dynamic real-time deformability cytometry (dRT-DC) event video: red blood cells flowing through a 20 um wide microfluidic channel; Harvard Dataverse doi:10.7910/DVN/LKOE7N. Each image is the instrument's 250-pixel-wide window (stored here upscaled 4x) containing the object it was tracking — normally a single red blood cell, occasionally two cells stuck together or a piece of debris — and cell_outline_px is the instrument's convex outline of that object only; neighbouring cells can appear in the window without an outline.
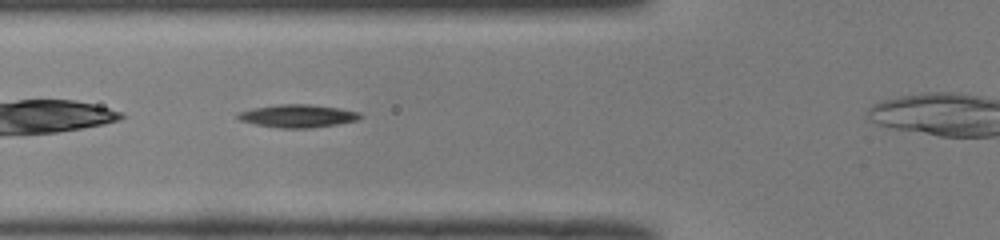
{"species": "common noctule bat (a hibernating species)", "species_latin": "Nyctalus noctula", "temperature_condition": "room temperature", "stored_images_in_passage": 29, "camera_frame_rate_fps": 3000, "um_per_image_px": 0.085, "animal": {"sex": "male", "body_mass_g": 19.0, "forearm_length_mm": 50.8}, "frame": {"image": 1, "passage_image": 4, "time_ms": 1.0, "image_size_px": [1000, 240], "cell_outline_px": [[360, 120], [336, 124], [308, 128], [280, 128], [256, 124], [240, 120], [236, 116], [240, 112], [256, 108], [280, 104], [308, 104], [336, 108], [360, 112]], "centroid_in_image_um": [25.32, 9.86], "position_along_channel_um": 100.5, "area_um2": 15.95}}
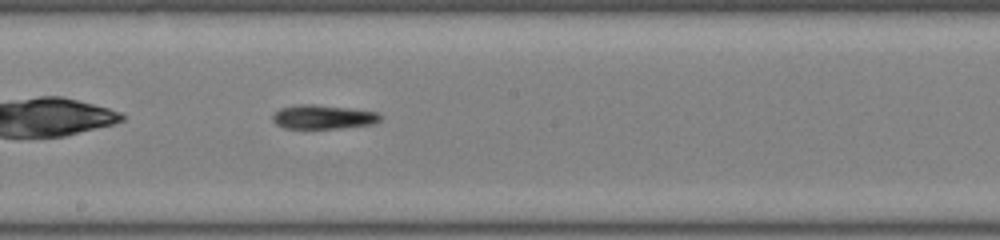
{"frame": {"image": 2, "passage_image": 13, "time_ms": 4.0, "image_size_px": [1000, 240], "cell_outline_px": [[380, 120], [372, 124], [340, 128], [284, 128], [276, 124], [272, 120], [272, 116], [280, 108], [296, 104], [312, 104], [376, 112], [380, 116]], "centroid_in_image_um": [27.4, 9.94], "position_along_channel_um": 220.8, "area_um2": 14.8}}
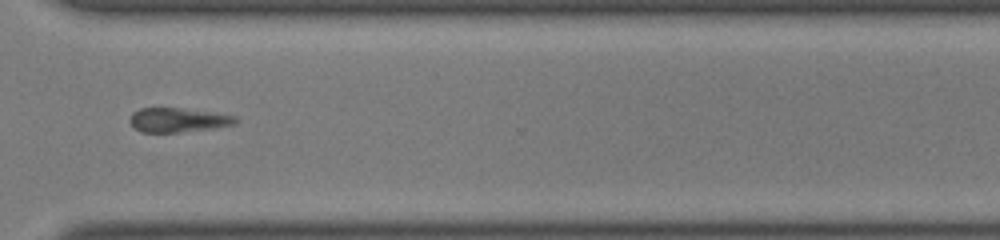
{"frame": {"image": 3, "passage_image": 23, "time_ms": 7.333, "image_size_px": [1000, 240], "cell_outline_px": [[236, 124], [216, 128], [180, 132], [140, 132], [128, 120], [132, 112], [140, 108], [180, 108], [236, 116]], "centroid_in_image_um": [15.1, 10.2], "position_along_channel_um": 355.5, "area_um2": 14.85}}